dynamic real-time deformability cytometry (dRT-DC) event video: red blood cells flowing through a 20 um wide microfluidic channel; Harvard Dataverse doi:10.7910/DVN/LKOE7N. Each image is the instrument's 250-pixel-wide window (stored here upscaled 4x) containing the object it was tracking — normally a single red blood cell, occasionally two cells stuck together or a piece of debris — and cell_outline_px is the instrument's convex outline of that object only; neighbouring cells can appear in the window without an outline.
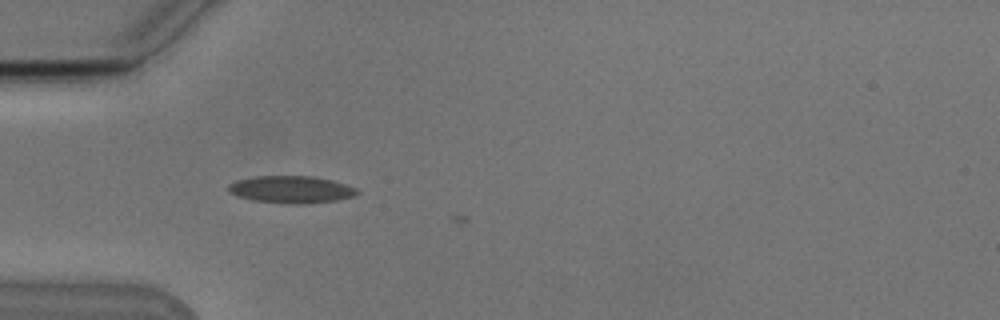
{"species": "Egyptian fruit bat (a non-hibernating species)", "species_latin": "Rousettus aegyptiacus", "temperature_condition": "cold", "stored_images_in_passage": 2, "camera_frame_rate_fps": 3000, "um_per_image_px": 0.085, "animal": {"sex": "male"}, "frame": {"image": 1, "passage_image": 1, "time_ms": 0.0, "image_size_px": [1000, 320], "cell_outline_px": [[360, 192], [356, 196], [336, 200], [304, 204], [288, 204], [252, 200], [236, 196], [228, 192], [228, 184], [236, 180], [252, 176], [312, 176], [332, 180], [356, 188]], "centroid_in_image_um": [24.72, 16.11], "position_along_channel_um": 60.3, "area_um2": 20.63}}